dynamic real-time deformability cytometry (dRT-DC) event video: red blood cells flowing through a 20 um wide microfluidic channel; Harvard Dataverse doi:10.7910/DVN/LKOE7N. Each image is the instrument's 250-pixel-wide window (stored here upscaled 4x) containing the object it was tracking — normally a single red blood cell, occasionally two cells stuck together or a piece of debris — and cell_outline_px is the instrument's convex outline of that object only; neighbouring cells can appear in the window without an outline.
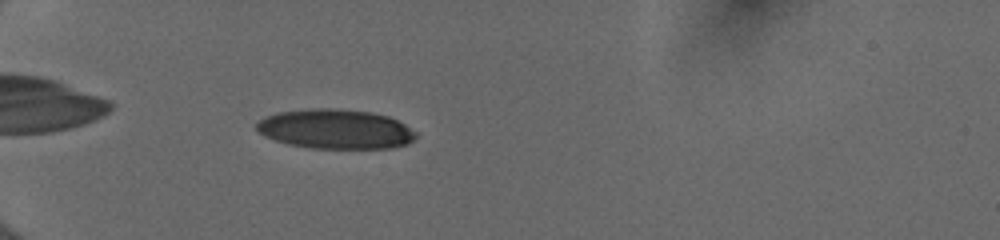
{"species": "human", "species_latin": "Homo sapiens", "temperature_condition": "cold", "stored_images_in_passage": 54, "camera_frame_rate_fps": 3000, "um_per_image_px": 0.085, "donor": {"sex": "female"}, "frame": {"image": 1, "passage_image": 19, "time_ms": 6.0, "image_size_px": [1000, 240], "cell_outline_px": [[416, 136], [408, 144], [392, 148], [312, 148], [288, 144], [264, 136], [256, 128], [256, 124], [264, 116], [276, 112], [312, 108], [336, 108], [372, 112], [388, 116], [404, 124], [416, 132]], "centroid_in_image_um": [28.5, 10.96], "position_along_channel_um": 56.5, "area_um2": 36.82}}
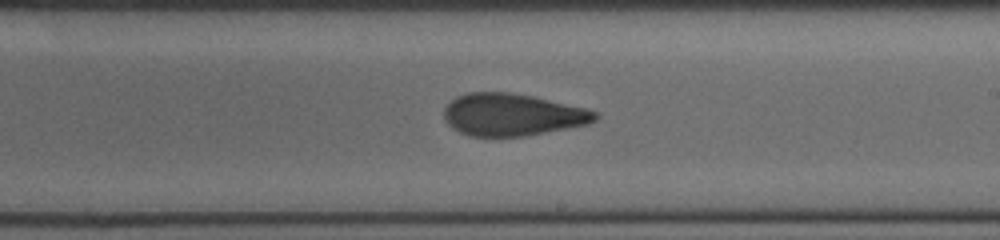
{"frame": {"image": 2, "passage_image": 35, "time_ms": 11.333, "image_size_px": [1000, 240], "cell_outline_px": [[600, 116], [596, 120], [588, 124], [568, 128], [524, 136], [468, 136], [452, 128], [444, 120], [444, 108], [456, 96], [468, 92], [508, 92], [532, 96], [584, 108], [596, 112]], "centroid_in_image_um": [43.52, 9.75], "position_along_channel_um": 245.5, "area_um2": 37.05}}
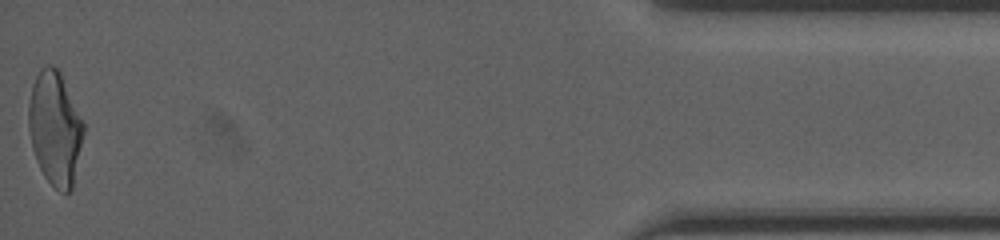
{"frame": {"image": 3, "passage_image": 54, "time_ms": 17.667, "image_size_px": [1000, 240], "cell_outline_px": [[84, 132], [72, 192], [60, 192], [44, 176], [36, 160], [32, 148], [28, 128], [28, 104], [32, 84], [40, 68], [48, 64], [52, 64], [60, 72], [84, 124]], "centroid_in_image_um": [4.66, 10.91], "position_along_channel_um": 430.5, "area_um2": 36.41}, "authors_computed_cell_mechanics": {"area_um2": 36.5007, "velocity_mm_per_s": 4.013, "shape_relaxation_time_tau1_ms": 9.5678, "shape_relaxation_time_tau2_ms": 1.7584, "deformation_change_tau1": 0.2779, "deformation_change_tau2": 0.0938}}